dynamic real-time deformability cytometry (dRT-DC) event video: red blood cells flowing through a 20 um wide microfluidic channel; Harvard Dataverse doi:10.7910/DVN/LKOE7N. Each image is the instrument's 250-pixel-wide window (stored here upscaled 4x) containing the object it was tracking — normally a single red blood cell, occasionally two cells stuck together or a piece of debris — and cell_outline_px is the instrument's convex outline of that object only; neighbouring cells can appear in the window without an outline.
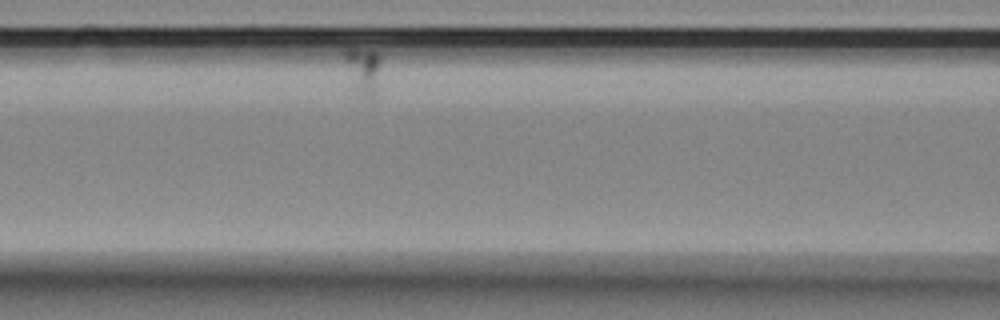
{"species": "Egyptian fruit bat (a non-hibernating species)", "species_latin": "Rousettus aegyptiacus", "temperature_condition": "room temperature", "stored_images_in_passage": 51, "camera_frame_rate_fps": 3000, "um_per_image_px": 0.085, "animal": {"sex": "female"}, "frame": {"image": 1, "passage_image": 15, "time_ms": 4.667, "image_size_px": [1000, 320], "cell_outline_px": [[380, 56], [376, 92], [372, 96], [364, 100], [352, 88], [344, 60], [344, 48], [372, 48]], "centroid_in_image_um": [30.82, 5.97], "position_along_channel_um": 135.8, "area_um2": 10.23}}
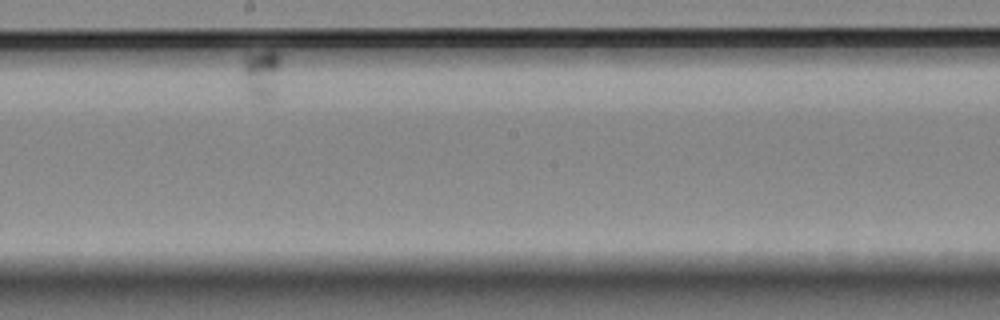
{"frame": {"image": 2, "passage_image": 30, "time_ms": 9.667, "image_size_px": [1000, 320], "cell_outline_px": [[280, 60], [276, 100], [260, 100], [248, 96], [244, 72], [244, 52], [268, 48], [280, 52]], "centroid_in_image_um": [22.28, 6.24], "position_along_channel_um": 225.9, "area_um2": 11.79}}
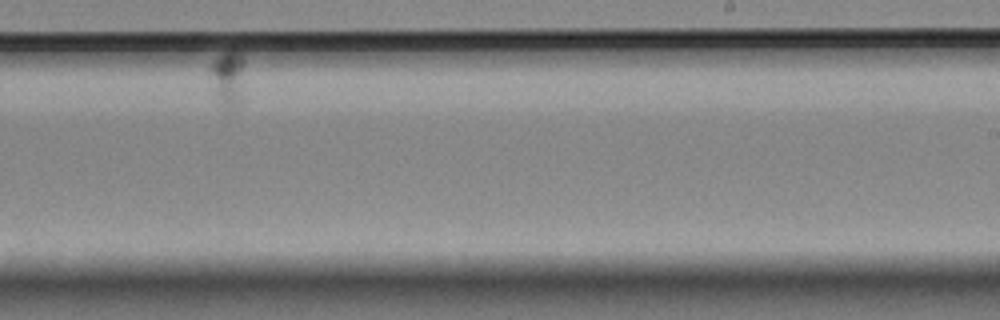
{"frame": {"image": 3, "passage_image": 37, "time_ms": 12.0, "image_size_px": [1000, 320], "cell_outline_px": [[244, 64], [236, 104], [220, 104], [216, 96], [208, 68], [208, 64], [224, 52], [240, 52], [244, 60]], "centroid_in_image_um": [19.29, 6.49], "position_along_channel_um": 269.7, "area_um2": 10.17}}